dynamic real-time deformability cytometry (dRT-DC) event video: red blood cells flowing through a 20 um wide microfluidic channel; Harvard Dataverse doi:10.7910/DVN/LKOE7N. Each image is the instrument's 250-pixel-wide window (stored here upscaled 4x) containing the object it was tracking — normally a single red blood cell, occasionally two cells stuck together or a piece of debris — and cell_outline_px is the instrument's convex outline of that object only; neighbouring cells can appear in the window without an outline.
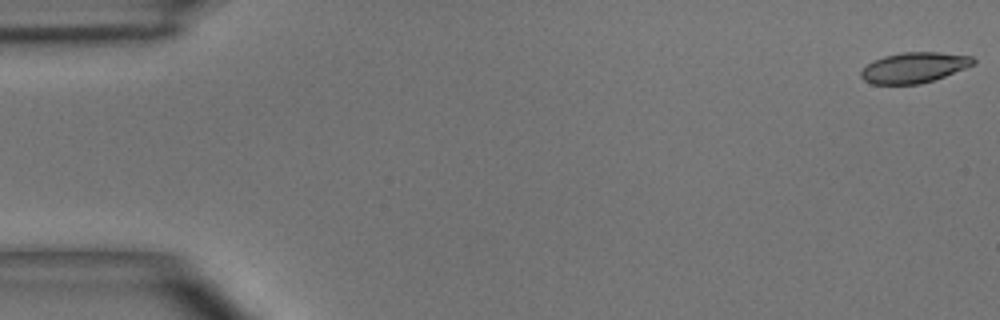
{"species": "common noctule bat (a hibernating species)", "species_latin": "Nyctalus noctula", "temperature_condition": "room temperature", "stored_images_in_passage": 50, "camera_frame_rate_fps": 3000, "um_per_image_px": 0.085, "animal": {"sex": "male", "body_mass_g": 15.6}, "frame": {"image": 1, "passage_image": 1, "time_ms": 0.0, "image_size_px": [1000, 320], "cell_outline_px": [[976, 64], [944, 76], [920, 84], [872, 84], [864, 80], [860, 76], [860, 72], [872, 60], [884, 56], [900, 52], [940, 52], [972, 56], [976, 60]], "centroid_in_image_um": [77.7, 5.73], "position_along_channel_um": 7.3, "area_um2": 20.0}}
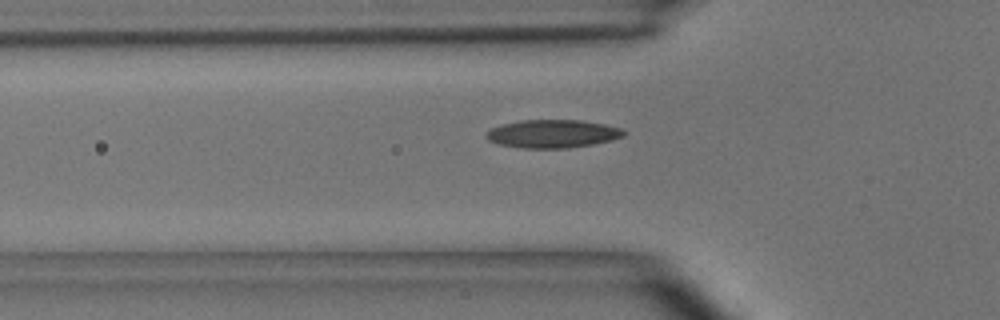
{"frame": {"image": 2, "passage_image": 17, "time_ms": 5.333, "image_size_px": [1000, 320], "cell_outline_px": [[624, 136], [612, 140], [592, 144], [568, 148], [524, 148], [500, 144], [488, 140], [484, 136], [484, 132], [500, 124], [520, 120], [580, 120], [604, 124], [620, 128], [624, 132]], "centroid_in_image_um": [46.92, 11.36], "position_along_channel_um": 78.9, "area_um2": 22.54}}
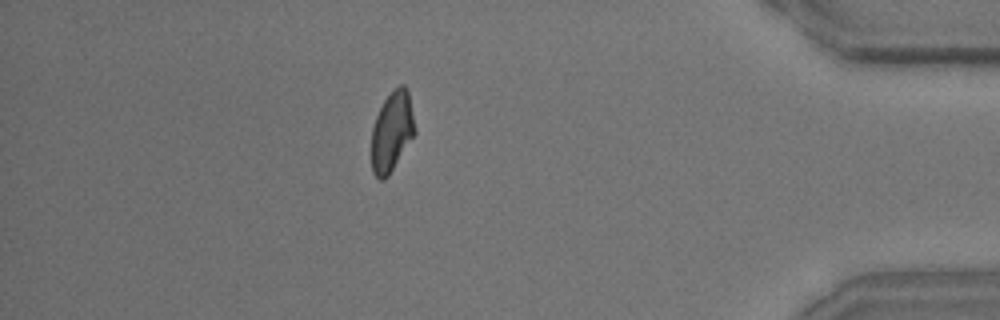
{"frame": {"image": 3, "passage_image": 45, "time_ms": 14.667, "image_size_px": [1000, 320], "cell_outline_px": [[416, 132], [388, 176], [384, 180], [380, 180], [372, 172], [372, 128], [376, 116], [384, 100], [400, 84], [404, 84], [408, 88], [416, 128]], "centroid_in_image_um": [33.33, 11.17], "position_along_channel_um": 401.9, "area_um2": 20.11}}